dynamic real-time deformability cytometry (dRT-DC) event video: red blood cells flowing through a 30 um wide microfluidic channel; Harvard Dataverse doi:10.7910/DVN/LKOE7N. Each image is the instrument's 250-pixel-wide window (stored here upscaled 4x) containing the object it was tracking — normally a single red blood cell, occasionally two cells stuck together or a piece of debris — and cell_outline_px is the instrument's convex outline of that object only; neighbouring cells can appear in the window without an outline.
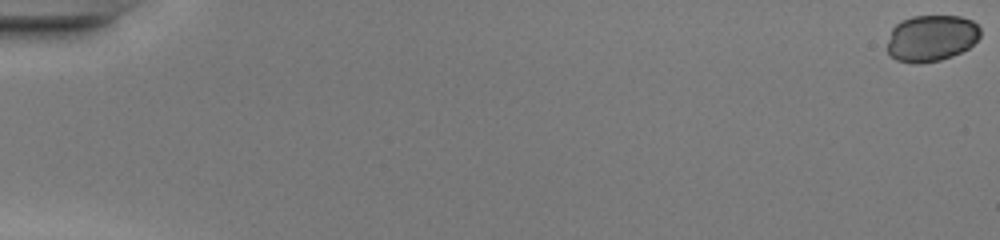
{"species": "common noctule bat (a hibernating species)", "species_latin": "Nyctalus noctula", "temperature_condition": "warm", "stored_images_in_passage": 15, "camera_frame_rate_fps": 3000, "um_per_image_px": 0.085, "animal": {"sex": "female", "body_mass_g": 20.0, "forearm_length_mm": 54.0}, "frame": {"image": 1, "passage_image": 1, "time_ms": 0.0, "image_size_px": [1000, 240], "cell_outline_px": [[980, 36], [968, 48], [952, 56], [940, 60], [920, 64], [912, 64], [896, 60], [888, 52], [888, 40], [892, 28], [900, 20], [912, 16], [960, 16], [972, 20], [980, 28]], "centroid_in_image_um": [79.14, 3.24], "position_along_channel_um": 5.9, "area_um2": 25.32}}
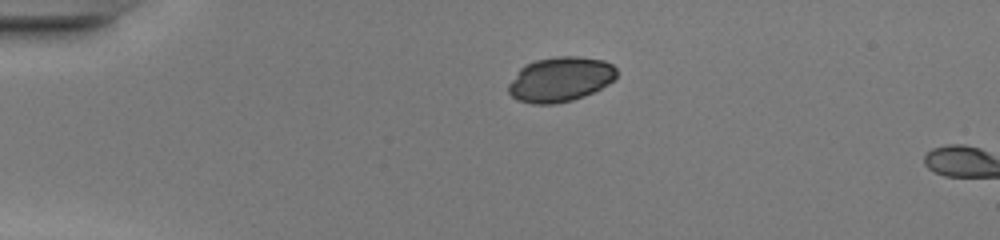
{"frame": {"image": 2, "passage_image": 13, "time_ms": 4.0, "image_size_px": [1000, 240], "cell_outline_px": [[616, 76], [608, 84], [584, 96], [572, 100], [556, 104], [532, 104], [516, 100], [508, 92], [508, 84], [520, 68], [524, 64], [536, 60], [556, 56], [580, 56], [604, 60], [612, 64], [616, 68]], "centroid_in_image_um": [47.6, 6.74], "position_along_channel_um": 37.4, "area_um2": 28.38}}